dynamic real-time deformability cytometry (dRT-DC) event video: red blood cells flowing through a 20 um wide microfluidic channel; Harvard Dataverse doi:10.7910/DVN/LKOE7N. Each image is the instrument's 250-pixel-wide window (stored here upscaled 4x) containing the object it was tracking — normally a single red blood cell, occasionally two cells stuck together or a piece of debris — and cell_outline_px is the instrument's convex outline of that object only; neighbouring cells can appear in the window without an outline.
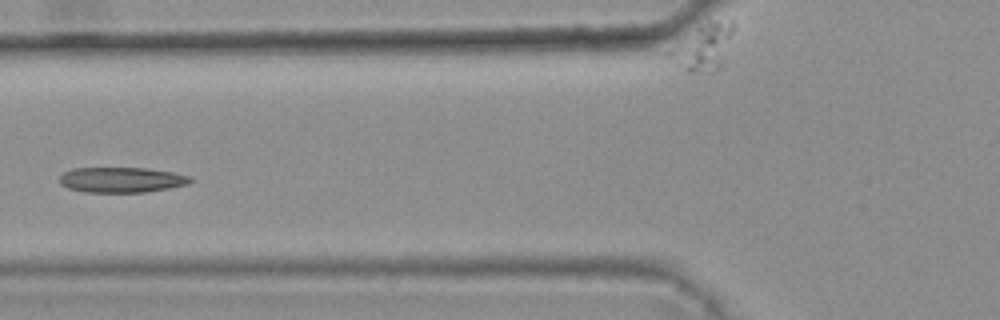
{"species": "common noctule bat (a hibernating species)", "species_latin": "Nyctalus noctula", "temperature_condition": "warm", "stored_images_in_passage": 5, "camera_frame_rate_fps": 3000, "um_per_image_px": 0.085, "animal": {"sex": "female", "body_mass_g": 25.1}, "frame": {"image": 1, "passage_image": 4, "time_ms": 1.0, "image_size_px": [1000, 320], "cell_outline_px": [[192, 180], [188, 184], [168, 188], [144, 192], [84, 192], [68, 188], [60, 184], [60, 176], [64, 172], [72, 168], [144, 168], [172, 172], [188, 176]], "centroid_in_image_um": [10.28, 15.28], "position_along_channel_um": 115.5, "area_um2": 19.13}}
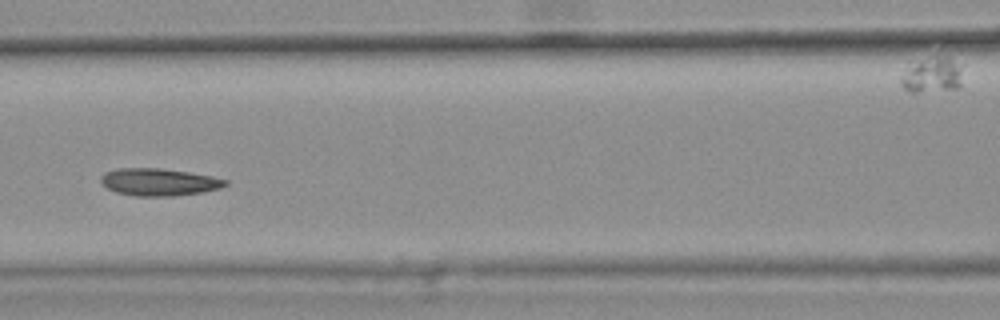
{"frame": {"image": 2, "passage_image": 5, "time_ms": 1.333, "image_size_px": [1000, 320], "cell_outline_px": [[228, 184], [220, 188], [200, 192], [172, 196], [136, 196], [116, 192], [100, 184], [100, 176], [104, 172], [116, 168], [160, 168], [188, 172], [212, 176], [228, 180]], "centroid_in_image_um": [13.46, 15.46], "position_along_channel_um": 153.1, "area_um2": 19.88}}